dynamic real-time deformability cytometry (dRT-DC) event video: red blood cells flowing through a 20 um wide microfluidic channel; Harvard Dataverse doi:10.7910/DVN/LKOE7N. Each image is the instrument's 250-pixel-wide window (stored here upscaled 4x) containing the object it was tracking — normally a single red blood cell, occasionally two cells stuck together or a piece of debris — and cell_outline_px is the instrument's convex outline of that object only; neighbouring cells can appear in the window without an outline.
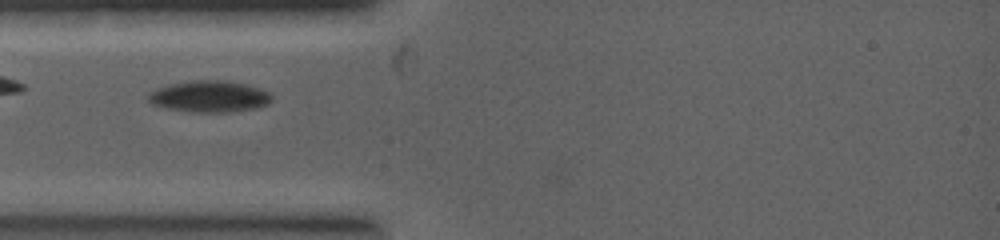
{"species": "common noctule bat (a hibernating species)", "species_latin": "Nyctalus noctula", "temperature_condition": "warm", "stored_images_in_passage": 4, "camera_frame_rate_fps": 5000, "um_per_image_px": 0.085, "animal": {"sex": "female", "body_mass_g": 19.0, "forearm_length_mm": 53.3}, "frame": {"image": 1, "passage_image": 2, "time_ms": 0.6, "image_size_px": [1000, 240], "cell_outline_px": [[272, 96], [264, 104], [252, 108], [228, 112], [192, 112], [168, 108], [152, 104], [148, 100], [148, 96], [152, 92], [160, 88], [172, 84], [196, 80], [224, 80], [244, 84], [268, 92]], "centroid_in_image_um": [17.76, 8.2], "position_along_channel_um": 67.2, "area_um2": 21.85}}